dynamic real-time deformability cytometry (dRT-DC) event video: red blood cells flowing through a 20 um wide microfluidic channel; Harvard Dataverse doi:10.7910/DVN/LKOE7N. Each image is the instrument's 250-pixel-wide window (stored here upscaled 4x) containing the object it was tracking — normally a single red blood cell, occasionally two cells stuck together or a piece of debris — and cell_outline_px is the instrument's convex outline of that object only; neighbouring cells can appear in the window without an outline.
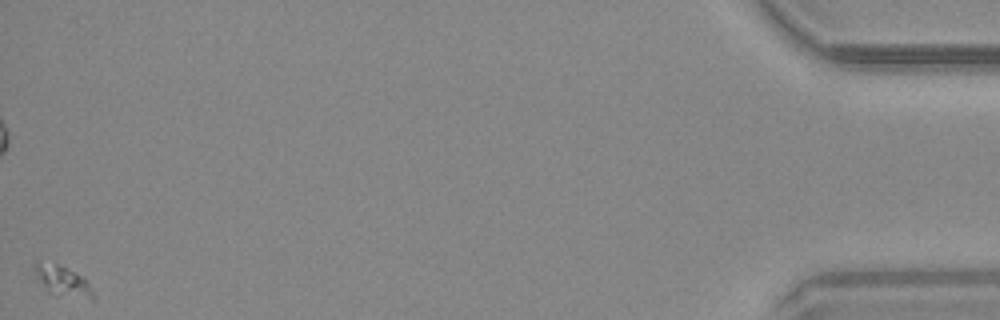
{"species": "common noctule bat (a hibernating species)", "species_latin": "Nyctalus noctula", "temperature_condition": "warm", "stored_images_in_passage": 56, "camera_frame_rate_fps": 3000, "um_per_image_px": 0.085, "animal": {"sex": "male", "body_mass_g": 20.4}, "frame": {"image": 1, "passage_image": 56, "time_ms": 18.333, "image_size_px": [1000, 320], "cell_outline_px": [[96, 300], [92, 300], [56, 296], [48, 292], [36, 276], [32, 268], [32, 264], [36, 260], [56, 264], [76, 272], [92, 288], [96, 296]], "centroid_in_image_um": [5.31, 23.91], "position_along_channel_um": 429.9, "area_um2": 10.69}}